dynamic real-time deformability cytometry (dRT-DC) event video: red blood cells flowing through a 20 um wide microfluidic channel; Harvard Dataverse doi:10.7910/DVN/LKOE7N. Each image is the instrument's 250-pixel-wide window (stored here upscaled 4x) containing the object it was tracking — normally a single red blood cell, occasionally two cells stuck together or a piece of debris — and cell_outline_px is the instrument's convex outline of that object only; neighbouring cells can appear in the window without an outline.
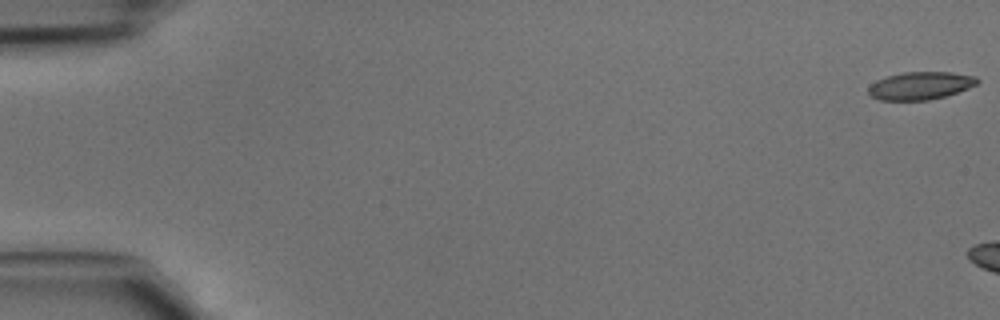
{"species": "common noctule bat (a hibernating species)", "species_latin": "Nyctalus noctula", "temperature_condition": "cold", "stored_images_in_passage": 8, "camera_frame_rate_fps": 3000, "um_per_image_px": 0.085, "animal": {"sex": "male", "body_mass_g": 15.6}, "frame": {"image": 1, "passage_image": 1, "time_ms": 0.0, "image_size_px": [1000, 320], "cell_outline_px": [[980, 80], [976, 84], [968, 88], [944, 96], [928, 100], [880, 100], [872, 96], [868, 92], [868, 88], [876, 80], [888, 76], [904, 72], [952, 72], [976, 76]], "centroid_in_image_um": [78.24, 7.27], "position_along_channel_um": 6.8, "area_um2": 17.46}}